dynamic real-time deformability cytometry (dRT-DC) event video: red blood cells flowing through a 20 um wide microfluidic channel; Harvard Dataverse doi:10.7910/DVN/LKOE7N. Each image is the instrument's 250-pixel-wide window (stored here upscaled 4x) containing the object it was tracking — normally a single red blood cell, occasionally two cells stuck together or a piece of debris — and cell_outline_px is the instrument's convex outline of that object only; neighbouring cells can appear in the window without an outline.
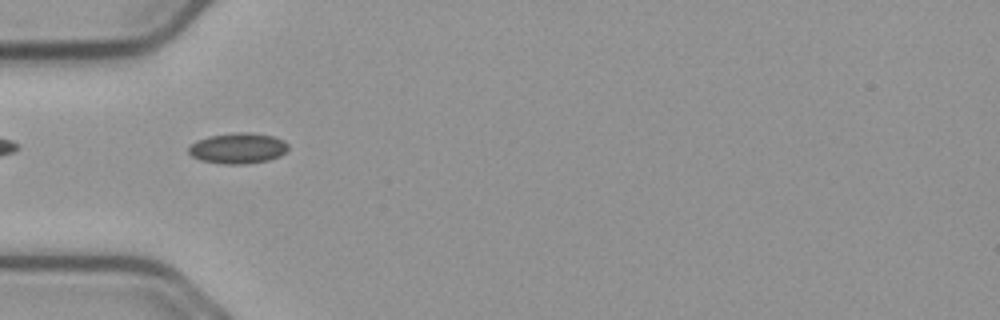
{"species": "common noctule bat (a hibernating species)", "species_latin": "Nyctalus noctula", "temperature_condition": "cold", "stored_images_in_passage": 41, "camera_frame_rate_fps": 3000, "um_per_image_px": 0.085, "animal": {"sex": "male", "body_mass_g": 23.1, "forearm_length_mm": 52.7}, "frame": {"image": 1, "passage_image": 3, "time_ms": 0.667, "image_size_px": [1000, 320], "cell_outline_px": [[288, 148], [280, 156], [268, 160], [244, 164], [220, 164], [200, 160], [192, 156], [188, 152], [188, 148], [196, 140], [208, 136], [236, 132], [252, 132], [272, 136], [284, 140], [288, 144]], "centroid_in_image_um": [20.21, 12.59], "position_along_channel_um": 64.8, "area_um2": 17.92}}
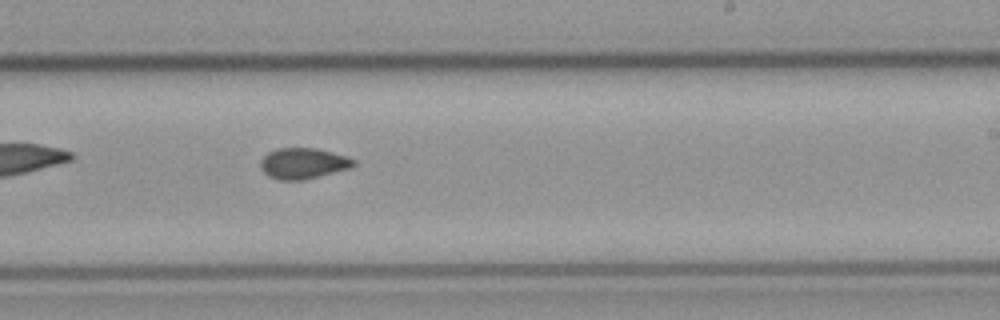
{"frame": {"image": 2, "passage_image": 19, "time_ms": 6.0, "image_size_px": [1000, 320], "cell_outline_px": [[356, 164], [348, 168], [304, 180], [280, 180], [268, 176], [260, 168], [260, 160], [268, 152], [276, 148], [316, 148], [348, 156], [356, 160]], "centroid_in_image_um": [25.75, 13.88], "position_along_channel_um": 263.3, "area_um2": 16.76}}
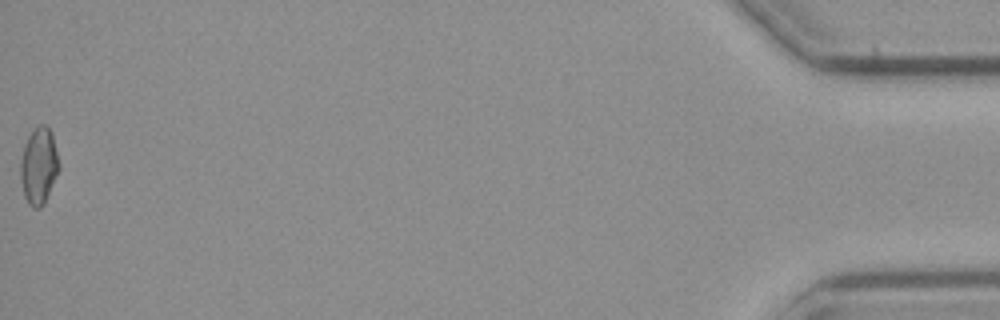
{"frame": {"image": 3, "passage_image": 41, "time_ms": 13.333, "image_size_px": [1000, 320], "cell_outline_px": [[60, 168], [44, 204], [40, 208], [32, 208], [28, 204], [24, 196], [20, 180], [20, 164], [24, 144], [28, 136], [40, 124], [44, 124], [52, 132], [60, 164]], "centroid_in_image_um": [3.3, 14.12], "position_along_channel_um": 431.9, "area_um2": 17.34}, "authors_computed_cell_mechanics": {"area_um2": 16.5308, "velocity_mm_per_s": 3.7243, "shape_relaxation_time_tau1_ms": null, "shape_relaxation_time_tau2_ms": 2.8358, "deformation_change_tau1": null, "deformation_change_tau2": 0.0696}}